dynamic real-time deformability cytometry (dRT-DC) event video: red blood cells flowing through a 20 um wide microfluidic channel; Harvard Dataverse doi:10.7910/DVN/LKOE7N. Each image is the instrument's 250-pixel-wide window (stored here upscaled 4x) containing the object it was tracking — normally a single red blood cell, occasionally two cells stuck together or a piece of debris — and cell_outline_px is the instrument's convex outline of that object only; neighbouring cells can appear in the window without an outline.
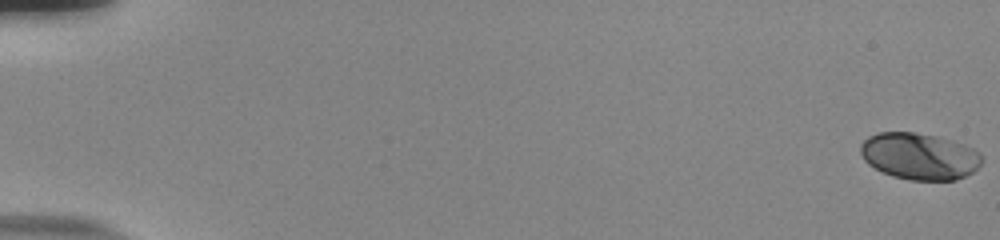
{"species": "human", "species_latin": "Homo sapiens", "temperature_condition": "room temperature", "stored_images_in_passage": 56, "camera_frame_rate_fps": 3000, "um_per_image_px": 0.085, "donor": {"sex": "male"}, "frame": {"image": 1, "passage_image": 1, "time_ms": 0.0, "image_size_px": [1000, 240], "cell_outline_px": [[984, 160], [972, 172], [956, 180], [908, 180], [892, 176], [868, 164], [864, 160], [860, 152], [860, 144], [868, 136], [880, 132], [912, 132], [936, 136], [952, 140], [964, 144], [980, 152]], "centroid_in_image_um": [78.15, 13.28], "position_along_channel_um": 6.8, "area_um2": 33.06}}
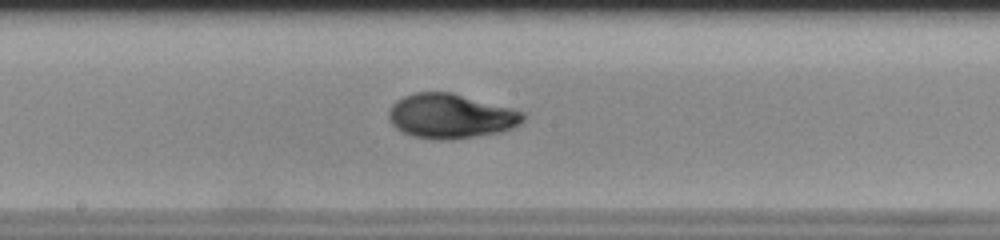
{"frame": {"image": 2, "passage_image": 32, "time_ms": 10.333, "image_size_px": [1000, 240], "cell_outline_px": [[524, 120], [520, 124], [512, 128], [500, 132], [448, 140], [436, 140], [412, 136], [396, 128], [392, 124], [388, 116], [388, 112], [392, 104], [396, 100], [404, 96], [416, 92], [452, 92], [512, 108], [524, 112]], "centroid_in_image_um": [38.3, 9.86], "position_along_channel_um": 209.9, "area_um2": 34.91}}
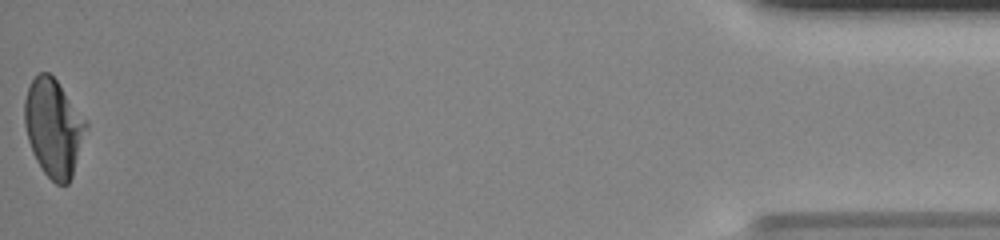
{"frame": {"image": 3, "passage_image": 56, "time_ms": 18.333, "image_size_px": [1000, 240], "cell_outline_px": [[88, 128], [72, 176], [68, 184], [56, 184], [44, 172], [36, 160], [32, 152], [28, 140], [24, 124], [24, 100], [28, 88], [32, 80], [40, 72], [48, 72], [56, 80], [88, 120]], "centroid_in_image_um": [4.57, 10.85], "position_along_channel_um": 430.6, "area_um2": 35.08}, "authors_computed_cell_mechanics": {"area_um2": 33.7552, "velocity_mm_per_s": 3.8215, "shape_relaxation_time_tau1_ms": 4.5438, "shape_relaxation_time_tau2_ms": 0.7315, "deformation_change_tau1": 0.1959, "deformation_change_tau2": 0.0256}}